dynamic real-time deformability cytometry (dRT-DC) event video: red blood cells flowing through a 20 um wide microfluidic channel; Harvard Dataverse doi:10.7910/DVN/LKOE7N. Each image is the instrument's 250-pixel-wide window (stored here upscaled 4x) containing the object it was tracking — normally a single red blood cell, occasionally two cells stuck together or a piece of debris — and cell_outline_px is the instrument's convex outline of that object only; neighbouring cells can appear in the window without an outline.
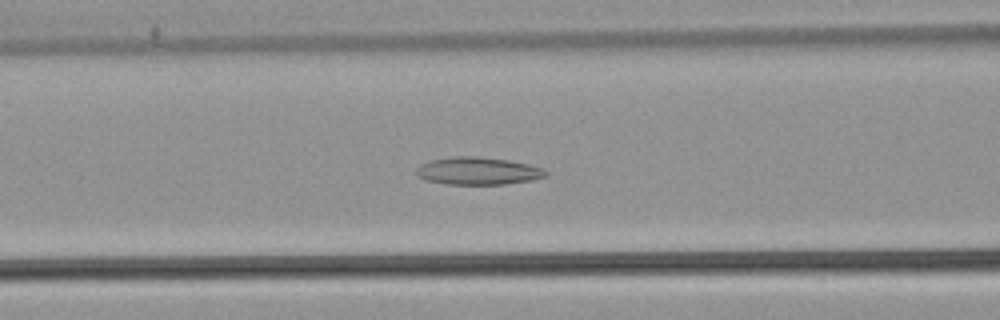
{"species": "common noctule bat (a hibernating species)", "species_latin": "Nyctalus noctula", "temperature_condition": "warm", "stored_images_in_passage": 53, "camera_frame_rate_fps": 3000, "um_per_image_px": 0.085, "animal": {"sex": "male", "body_mass_g": 21.5, "forearm_length_mm": 52.0}, "frame": {"image": 1, "passage_image": 22, "time_ms": 7.0, "image_size_px": [1000, 320], "cell_outline_px": [[548, 176], [532, 180], [504, 184], [448, 184], [424, 180], [416, 176], [416, 168], [420, 164], [432, 160], [448, 156], [476, 156], [508, 160], [528, 164], [544, 168], [548, 172]], "centroid_in_image_um": [40.61, 14.53], "position_along_channel_um": 126.0, "area_um2": 20.98}}
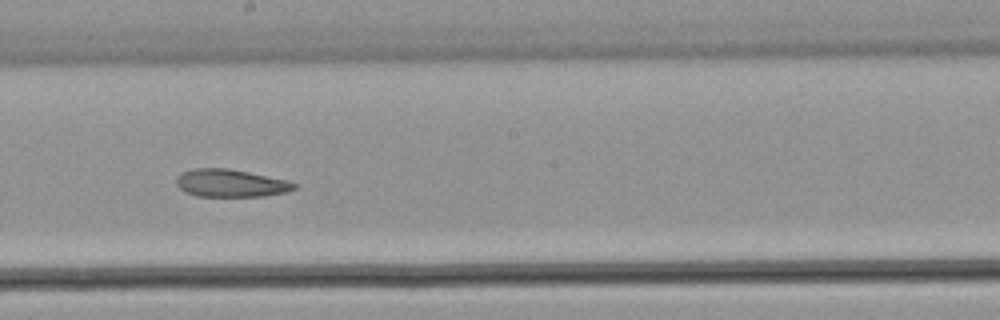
{"frame": {"image": 2, "passage_image": 30, "time_ms": 9.667, "image_size_px": [1000, 320], "cell_outline_px": [[296, 188], [288, 192], [264, 196], [196, 196], [184, 192], [176, 184], [176, 180], [184, 172], [192, 168], [228, 168], [248, 172], [284, 180], [296, 184]], "centroid_in_image_um": [19.59, 15.58], "position_along_channel_um": 228.6, "area_um2": 18.79}}
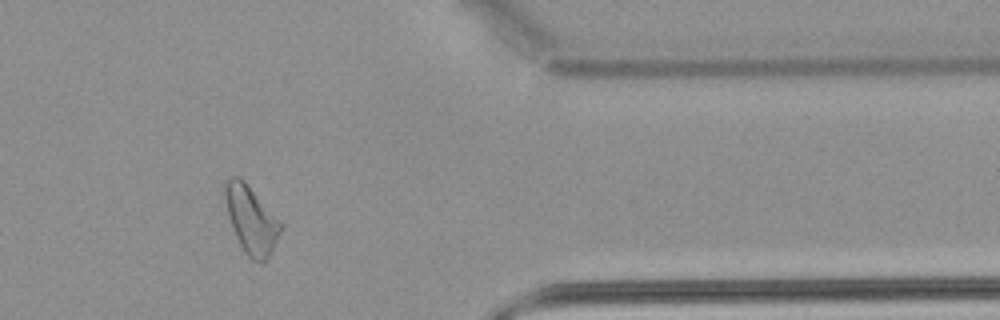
{"frame": {"image": 3, "passage_image": 44, "time_ms": 14.333, "image_size_px": [1000, 320], "cell_outline_px": [[280, 232], [264, 264], [252, 260], [244, 252], [236, 236], [228, 216], [224, 196], [224, 180], [232, 176], [236, 176], [244, 180], [280, 224]], "centroid_in_image_um": [21.28, 18.68], "position_along_channel_um": 390.1, "area_um2": 21.1}, "authors_computed_cell_mechanics": {"area_um2": 21.8484, "velocity_mm_per_s": 3.8599, "shape_relaxation_time_tau1_ms": null, "shape_relaxation_time_tau2_ms": 4.5893, "deformation_change_tau1": null, "deformation_change_tau2": 0.1242}}